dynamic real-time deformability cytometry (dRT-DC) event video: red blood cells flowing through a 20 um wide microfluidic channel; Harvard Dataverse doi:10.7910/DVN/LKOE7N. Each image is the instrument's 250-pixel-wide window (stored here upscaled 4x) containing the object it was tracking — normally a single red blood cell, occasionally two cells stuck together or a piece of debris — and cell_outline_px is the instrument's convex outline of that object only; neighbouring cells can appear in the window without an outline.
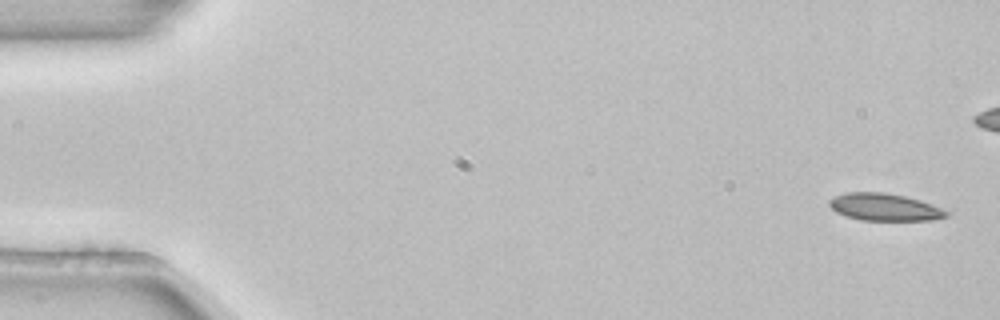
{"species": "common noctule bat (a hibernating species)", "species_latin": "Nyctalus noctula", "temperature_condition": "room temperature", "stored_images_in_passage": 5, "camera_frame_rate_fps": 3000, "um_per_image_px": 0.085, "animal": {"sex": "female", "body_mass_g": 22.7, "forearm_length_mm": 54.2}, "frame": {"image": 1, "passage_image": 1, "time_ms": 0.0, "image_size_px": [1000, 320], "cell_outline_px": [[952, 212], [948, 216], [932, 220], [860, 220], [836, 212], [828, 204], [828, 200], [836, 196], [848, 192], [884, 192], [904, 196], [920, 200]], "centroid_in_image_um": [75.21, 17.6], "position_along_channel_um": 9.8, "area_um2": 18.55}}